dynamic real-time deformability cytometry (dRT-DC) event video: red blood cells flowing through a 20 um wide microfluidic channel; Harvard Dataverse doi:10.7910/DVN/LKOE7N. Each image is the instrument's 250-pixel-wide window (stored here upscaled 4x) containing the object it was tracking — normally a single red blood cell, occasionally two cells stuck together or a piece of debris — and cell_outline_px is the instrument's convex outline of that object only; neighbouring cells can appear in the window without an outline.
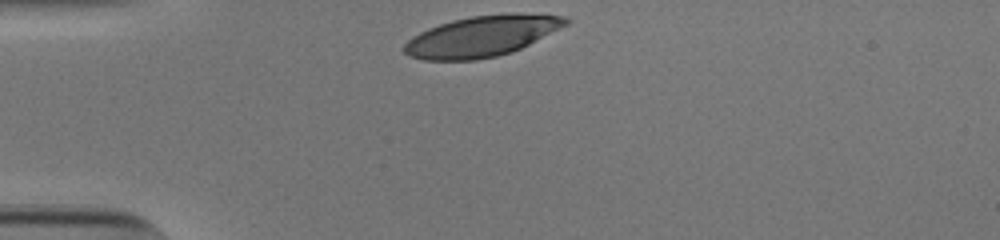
{"species": "human", "species_latin": "Homo sapiens", "temperature_condition": "cold", "stored_images_in_passage": 30, "camera_frame_rate_fps": 3000, "um_per_image_px": 0.085, "donor": {"sex": "male"}, "frame": {"image": 1, "passage_image": 1, "time_ms": 0.0, "image_size_px": [1000, 240], "cell_outline_px": [[572, 20], [568, 24], [512, 52], [496, 56], [476, 60], [424, 60], [408, 56], [404, 52], [404, 44], [412, 36], [428, 28], [452, 20], [472, 16], [508, 12], [520, 12], [564, 16]], "centroid_in_image_um": [40.96, 3.06], "position_along_channel_um": 44.0, "area_um2": 38.49}}
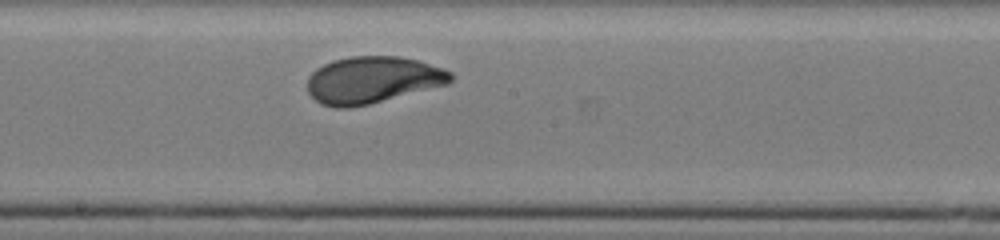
{"frame": {"image": 2, "passage_image": 17, "time_ms": 5.333, "image_size_px": [1000, 240], "cell_outline_px": [[452, 80], [448, 84], [368, 104], [348, 108], [336, 108], [320, 104], [308, 92], [308, 76], [316, 68], [332, 60], [352, 56], [400, 56], [416, 60], [444, 68], [452, 72]], "centroid_in_image_um": [31.65, 6.79], "position_along_channel_um": 216.5, "area_um2": 39.07}}
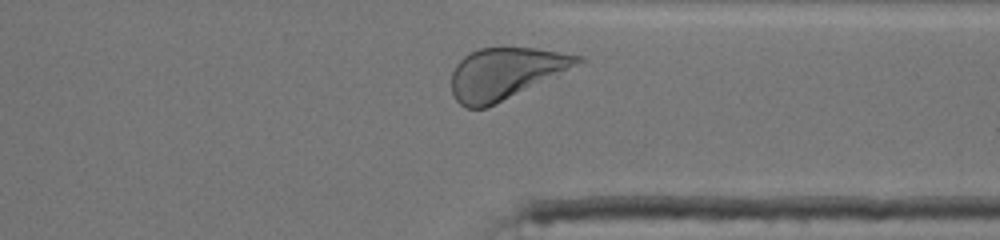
{"frame": {"image": 3, "passage_image": 29, "time_ms": 9.333, "image_size_px": [1000, 240], "cell_outline_px": [[584, 64], [488, 108], [464, 108], [456, 100], [452, 92], [452, 72], [456, 64], [464, 56], [480, 48], [536, 48], [584, 56]], "centroid_in_image_um": [43.03, 6.25], "position_along_channel_um": 368.4, "area_um2": 38.26}, "authors_computed_cell_mechanics": {"area_um2": 38.7549, "velocity_mm_per_s": 3.7847, "shape_relaxation_time_tau1_ms": 2.8708, "shape_relaxation_time_tau2_ms": 0.7852, "deformation_change_tau1": 0.1719, "deformation_change_tau2": 0.0628}}